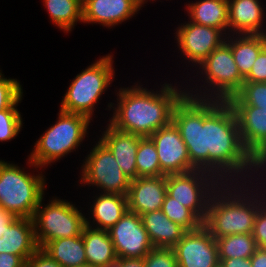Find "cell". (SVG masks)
<instances>
[{
	"mask_svg": "<svg viewBox=\"0 0 266 267\" xmlns=\"http://www.w3.org/2000/svg\"><path fill=\"white\" fill-rule=\"evenodd\" d=\"M172 122L187 147L191 163L222 183H247L246 177L254 179L251 174L258 173L259 168L264 172L243 146L237 116L228 101L185 94L173 110Z\"/></svg>",
	"mask_w": 266,
	"mask_h": 267,
	"instance_id": "1",
	"label": "cell"
},
{
	"mask_svg": "<svg viewBox=\"0 0 266 267\" xmlns=\"http://www.w3.org/2000/svg\"><path fill=\"white\" fill-rule=\"evenodd\" d=\"M186 91L166 84L155 93L142 86L120 88L118 104L109 120L117 130L149 137L172 122L173 110Z\"/></svg>",
	"mask_w": 266,
	"mask_h": 267,
	"instance_id": "2",
	"label": "cell"
},
{
	"mask_svg": "<svg viewBox=\"0 0 266 267\" xmlns=\"http://www.w3.org/2000/svg\"><path fill=\"white\" fill-rule=\"evenodd\" d=\"M241 183H222L210 198L203 225L215 239L232 234L253 233L257 211L266 198L262 188L258 196L255 193L258 189L250 191L246 183Z\"/></svg>",
	"mask_w": 266,
	"mask_h": 267,
	"instance_id": "3",
	"label": "cell"
},
{
	"mask_svg": "<svg viewBox=\"0 0 266 267\" xmlns=\"http://www.w3.org/2000/svg\"><path fill=\"white\" fill-rule=\"evenodd\" d=\"M58 120L36 141L28 164L43 168L78 148L87 134L90 119L81 114L59 111Z\"/></svg>",
	"mask_w": 266,
	"mask_h": 267,
	"instance_id": "4",
	"label": "cell"
},
{
	"mask_svg": "<svg viewBox=\"0 0 266 267\" xmlns=\"http://www.w3.org/2000/svg\"><path fill=\"white\" fill-rule=\"evenodd\" d=\"M45 177L31 175L24 168L5 161L0 163V206L18 218H33L44 195Z\"/></svg>",
	"mask_w": 266,
	"mask_h": 267,
	"instance_id": "5",
	"label": "cell"
},
{
	"mask_svg": "<svg viewBox=\"0 0 266 267\" xmlns=\"http://www.w3.org/2000/svg\"><path fill=\"white\" fill-rule=\"evenodd\" d=\"M112 55L100 57L72 80L61 102V111L81 114L90 120L94 106L114 77Z\"/></svg>",
	"mask_w": 266,
	"mask_h": 267,
	"instance_id": "6",
	"label": "cell"
},
{
	"mask_svg": "<svg viewBox=\"0 0 266 267\" xmlns=\"http://www.w3.org/2000/svg\"><path fill=\"white\" fill-rule=\"evenodd\" d=\"M42 201L43 197L32 218L39 248L53 240L82 235L86 218L75 205L55 197L43 207Z\"/></svg>",
	"mask_w": 266,
	"mask_h": 267,
	"instance_id": "7",
	"label": "cell"
},
{
	"mask_svg": "<svg viewBox=\"0 0 266 267\" xmlns=\"http://www.w3.org/2000/svg\"><path fill=\"white\" fill-rule=\"evenodd\" d=\"M199 66V69H202L200 72H204L203 74L206 75L205 83H209L208 87L210 86V89H207V85L205 88L208 90L207 92L211 90V94L204 91L203 96L201 91V94L197 92L193 95L191 90H185L189 96L228 101L241 89L244 83V78L239 73L234 61L231 47L225 41L213 50Z\"/></svg>",
	"mask_w": 266,
	"mask_h": 267,
	"instance_id": "8",
	"label": "cell"
},
{
	"mask_svg": "<svg viewBox=\"0 0 266 267\" xmlns=\"http://www.w3.org/2000/svg\"><path fill=\"white\" fill-rule=\"evenodd\" d=\"M218 180L212 173L201 169L166 175L167 194L204 222L210 198L222 184Z\"/></svg>",
	"mask_w": 266,
	"mask_h": 267,
	"instance_id": "9",
	"label": "cell"
},
{
	"mask_svg": "<svg viewBox=\"0 0 266 267\" xmlns=\"http://www.w3.org/2000/svg\"><path fill=\"white\" fill-rule=\"evenodd\" d=\"M82 165L81 183L95 185L102 193L127 196L131 179L122 171L113 154L99 140Z\"/></svg>",
	"mask_w": 266,
	"mask_h": 267,
	"instance_id": "10",
	"label": "cell"
},
{
	"mask_svg": "<svg viewBox=\"0 0 266 267\" xmlns=\"http://www.w3.org/2000/svg\"><path fill=\"white\" fill-rule=\"evenodd\" d=\"M172 248L178 267H217L220 263L217 241L203 224L186 231Z\"/></svg>",
	"mask_w": 266,
	"mask_h": 267,
	"instance_id": "11",
	"label": "cell"
},
{
	"mask_svg": "<svg viewBox=\"0 0 266 267\" xmlns=\"http://www.w3.org/2000/svg\"><path fill=\"white\" fill-rule=\"evenodd\" d=\"M108 233L117 258H144L154 248L141 216L129 210Z\"/></svg>",
	"mask_w": 266,
	"mask_h": 267,
	"instance_id": "12",
	"label": "cell"
},
{
	"mask_svg": "<svg viewBox=\"0 0 266 267\" xmlns=\"http://www.w3.org/2000/svg\"><path fill=\"white\" fill-rule=\"evenodd\" d=\"M155 144L164 175L186 173L197 168L191 163L187 147L173 122L149 136Z\"/></svg>",
	"mask_w": 266,
	"mask_h": 267,
	"instance_id": "13",
	"label": "cell"
},
{
	"mask_svg": "<svg viewBox=\"0 0 266 267\" xmlns=\"http://www.w3.org/2000/svg\"><path fill=\"white\" fill-rule=\"evenodd\" d=\"M176 34L181 54L196 65H200L226 39L220 29L198 25L191 21L181 25Z\"/></svg>",
	"mask_w": 266,
	"mask_h": 267,
	"instance_id": "14",
	"label": "cell"
},
{
	"mask_svg": "<svg viewBox=\"0 0 266 267\" xmlns=\"http://www.w3.org/2000/svg\"><path fill=\"white\" fill-rule=\"evenodd\" d=\"M237 116L245 149L266 167V109L255 106H232Z\"/></svg>",
	"mask_w": 266,
	"mask_h": 267,
	"instance_id": "15",
	"label": "cell"
},
{
	"mask_svg": "<svg viewBox=\"0 0 266 267\" xmlns=\"http://www.w3.org/2000/svg\"><path fill=\"white\" fill-rule=\"evenodd\" d=\"M166 193V175L137 177L130 182L127 194L128 210L139 216L161 210Z\"/></svg>",
	"mask_w": 266,
	"mask_h": 267,
	"instance_id": "16",
	"label": "cell"
},
{
	"mask_svg": "<svg viewBox=\"0 0 266 267\" xmlns=\"http://www.w3.org/2000/svg\"><path fill=\"white\" fill-rule=\"evenodd\" d=\"M83 22L113 27L133 17L140 8L135 0H82Z\"/></svg>",
	"mask_w": 266,
	"mask_h": 267,
	"instance_id": "17",
	"label": "cell"
},
{
	"mask_svg": "<svg viewBox=\"0 0 266 267\" xmlns=\"http://www.w3.org/2000/svg\"><path fill=\"white\" fill-rule=\"evenodd\" d=\"M38 249L32 218H17L11 224L0 225V253L20 256L26 262Z\"/></svg>",
	"mask_w": 266,
	"mask_h": 267,
	"instance_id": "18",
	"label": "cell"
},
{
	"mask_svg": "<svg viewBox=\"0 0 266 267\" xmlns=\"http://www.w3.org/2000/svg\"><path fill=\"white\" fill-rule=\"evenodd\" d=\"M142 136L115 129L110 124L99 139L113 154L122 171L131 180L137 178L136 154Z\"/></svg>",
	"mask_w": 266,
	"mask_h": 267,
	"instance_id": "19",
	"label": "cell"
},
{
	"mask_svg": "<svg viewBox=\"0 0 266 267\" xmlns=\"http://www.w3.org/2000/svg\"><path fill=\"white\" fill-rule=\"evenodd\" d=\"M265 13L258 0H228V28L235 34H266ZM265 32V33H264Z\"/></svg>",
	"mask_w": 266,
	"mask_h": 267,
	"instance_id": "20",
	"label": "cell"
},
{
	"mask_svg": "<svg viewBox=\"0 0 266 267\" xmlns=\"http://www.w3.org/2000/svg\"><path fill=\"white\" fill-rule=\"evenodd\" d=\"M141 218L153 247L172 248L186 232L168 219L162 210L144 213Z\"/></svg>",
	"mask_w": 266,
	"mask_h": 267,
	"instance_id": "21",
	"label": "cell"
},
{
	"mask_svg": "<svg viewBox=\"0 0 266 267\" xmlns=\"http://www.w3.org/2000/svg\"><path fill=\"white\" fill-rule=\"evenodd\" d=\"M90 207L93 224L86 218V225L96 229L109 230L128 210L127 196L120 194L100 193ZM92 225V226H91Z\"/></svg>",
	"mask_w": 266,
	"mask_h": 267,
	"instance_id": "22",
	"label": "cell"
},
{
	"mask_svg": "<svg viewBox=\"0 0 266 267\" xmlns=\"http://www.w3.org/2000/svg\"><path fill=\"white\" fill-rule=\"evenodd\" d=\"M231 36L233 38H230ZM231 36L229 35L225 42L231 47L239 73L245 78L249 74L259 53L266 47V34H238L236 38L233 33Z\"/></svg>",
	"mask_w": 266,
	"mask_h": 267,
	"instance_id": "23",
	"label": "cell"
},
{
	"mask_svg": "<svg viewBox=\"0 0 266 267\" xmlns=\"http://www.w3.org/2000/svg\"><path fill=\"white\" fill-rule=\"evenodd\" d=\"M82 237L88 264L101 267L117 259L113 242L107 230L85 225Z\"/></svg>",
	"mask_w": 266,
	"mask_h": 267,
	"instance_id": "24",
	"label": "cell"
},
{
	"mask_svg": "<svg viewBox=\"0 0 266 267\" xmlns=\"http://www.w3.org/2000/svg\"><path fill=\"white\" fill-rule=\"evenodd\" d=\"M191 22L212 28H218L224 34L228 28V0H200L187 4Z\"/></svg>",
	"mask_w": 266,
	"mask_h": 267,
	"instance_id": "25",
	"label": "cell"
},
{
	"mask_svg": "<svg viewBox=\"0 0 266 267\" xmlns=\"http://www.w3.org/2000/svg\"><path fill=\"white\" fill-rule=\"evenodd\" d=\"M41 249L62 267L87 264L82 235L47 242Z\"/></svg>",
	"mask_w": 266,
	"mask_h": 267,
	"instance_id": "26",
	"label": "cell"
},
{
	"mask_svg": "<svg viewBox=\"0 0 266 267\" xmlns=\"http://www.w3.org/2000/svg\"><path fill=\"white\" fill-rule=\"evenodd\" d=\"M51 21L69 32L78 21L83 22L82 0H43Z\"/></svg>",
	"mask_w": 266,
	"mask_h": 267,
	"instance_id": "27",
	"label": "cell"
},
{
	"mask_svg": "<svg viewBox=\"0 0 266 267\" xmlns=\"http://www.w3.org/2000/svg\"><path fill=\"white\" fill-rule=\"evenodd\" d=\"M216 241L219 260L250 258L258 248L252 234H232Z\"/></svg>",
	"mask_w": 266,
	"mask_h": 267,
	"instance_id": "28",
	"label": "cell"
},
{
	"mask_svg": "<svg viewBox=\"0 0 266 267\" xmlns=\"http://www.w3.org/2000/svg\"><path fill=\"white\" fill-rule=\"evenodd\" d=\"M137 177L163 176L155 144L149 137H142L136 154Z\"/></svg>",
	"mask_w": 266,
	"mask_h": 267,
	"instance_id": "29",
	"label": "cell"
},
{
	"mask_svg": "<svg viewBox=\"0 0 266 267\" xmlns=\"http://www.w3.org/2000/svg\"><path fill=\"white\" fill-rule=\"evenodd\" d=\"M161 210L168 219L179 224L186 231L198 229L203 224L190 209L175 201V198L170 197L167 193Z\"/></svg>",
	"mask_w": 266,
	"mask_h": 267,
	"instance_id": "30",
	"label": "cell"
},
{
	"mask_svg": "<svg viewBox=\"0 0 266 267\" xmlns=\"http://www.w3.org/2000/svg\"><path fill=\"white\" fill-rule=\"evenodd\" d=\"M228 102L231 106H255L266 109V83L244 82Z\"/></svg>",
	"mask_w": 266,
	"mask_h": 267,
	"instance_id": "31",
	"label": "cell"
},
{
	"mask_svg": "<svg viewBox=\"0 0 266 267\" xmlns=\"http://www.w3.org/2000/svg\"><path fill=\"white\" fill-rule=\"evenodd\" d=\"M17 79L0 76V111L6 109H17L22 100L23 90Z\"/></svg>",
	"mask_w": 266,
	"mask_h": 267,
	"instance_id": "32",
	"label": "cell"
},
{
	"mask_svg": "<svg viewBox=\"0 0 266 267\" xmlns=\"http://www.w3.org/2000/svg\"><path fill=\"white\" fill-rule=\"evenodd\" d=\"M22 117L18 109L0 111V141L14 139L22 128Z\"/></svg>",
	"mask_w": 266,
	"mask_h": 267,
	"instance_id": "33",
	"label": "cell"
},
{
	"mask_svg": "<svg viewBox=\"0 0 266 267\" xmlns=\"http://www.w3.org/2000/svg\"><path fill=\"white\" fill-rule=\"evenodd\" d=\"M144 267H178L173 248L154 247L144 257Z\"/></svg>",
	"mask_w": 266,
	"mask_h": 267,
	"instance_id": "34",
	"label": "cell"
},
{
	"mask_svg": "<svg viewBox=\"0 0 266 267\" xmlns=\"http://www.w3.org/2000/svg\"><path fill=\"white\" fill-rule=\"evenodd\" d=\"M252 235L257 247L266 249V201L257 211Z\"/></svg>",
	"mask_w": 266,
	"mask_h": 267,
	"instance_id": "35",
	"label": "cell"
},
{
	"mask_svg": "<svg viewBox=\"0 0 266 267\" xmlns=\"http://www.w3.org/2000/svg\"><path fill=\"white\" fill-rule=\"evenodd\" d=\"M244 82L266 83V47L259 53Z\"/></svg>",
	"mask_w": 266,
	"mask_h": 267,
	"instance_id": "36",
	"label": "cell"
},
{
	"mask_svg": "<svg viewBox=\"0 0 266 267\" xmlns=\"http://www.w3.org/2000/svg\"><path fill=\"white\" fill-rule=\"evenodd\" d=\"M24 267H62L58 262L53 260L47 253L39 248L32 256H30Z\"/></svg>",
	"mask_w": 266,
	"mask_h": 267,
	"instance_id": "37",
	"label": "cell"
},
{
	"mask_svg": "<svg viewBox=\"0 0 266 267\" xmlns=\"http://www.w3.org/2000/svg\"><path fill=\"white\" fill-rule=\"evenodd\" d=\"M25 261L10 253H0V267H24Z\"/></svg>",
	"mask_w": 266,
	"mask_h": 267,
	"instance_id": "38",
	"label": "cell"
},
{
	"mask_svg": "<svg viewBox=\"0 0 266 267\" xmlns=\"http://www.w3.org/2000/svg\"><path fill=\"white\" fill-rule=\"evenodd\" d=\"M219 262L221 267H252L250 258H230Z\"/></svg>",
	"mask_w": 266,
	"mask_h": 267,
	"instance_id": "39",
	"label": "cell"
},
{
	"mask_svg": "<svg viewBox=\"0 0 266 267\" xmlns=\"http://www.w3.org/2000/svg\"><path fill=\"white\" fill-rule=\"evenodd\" d=\"M252 267H266V249L257 248L250 257Z\"/></svg>",
	"mask_w": 266,
	"mask_h": 267,
	"instance_id": "40",
	"label": "cell"
},
{
	"mask_svg": "<svg viewBox=\"0 0 266 267\" xmlns=\"http://www.w3.org/2000/svg\"><path fill=\"white\" fill-rule=\"evenodd\" d=\"M119 267H144V258H119Z\"/></svg>",
	"mask_w": 266,
	"mask_h": 267,
	"instance_id": "41",
	"label": "cell"
},
{
	"mask_svg": "<svg viewBox=\"0 0 266 267\" xmlns=\"http://www.w3.org/2000/svg\"><path fill=\"white\" fill-rule=\"evenodd\" d=\"M16 217L12 212H9L2 206H0V225H8L15 221Z\"/></svg>",
	"mask_w": 266,
	"mask_h": 267,
	"instance_id": "42",
	"label": "cell"
},
{
	"mask_svg": "<svg viewBox=\"0 0 266 267\" xmlns=\"http://www.w3.org/2000/svg\"><path fill=\"white\" fill-rule=\"evenodd\" d=\"M101 267H119V258H117L115 261L110 262L109 264Z\"/></svg>",
	"mask_w": 266,
	"mask_h": 267,
	"instance_id": "43",
	"label": "cell"
},
{
	"mask_svg": "<svg viewBox=\"0 0 266 267\" xmlns=\"http://www.w3.org/2000/svg\"><path fill=\"white\" fill-rule=\"evenodd\" d=\"M145 1H146V0H135V2L137 3V6H138L139 8H141L142 5L146 3Z\"/></svg>",
	"mask_w": 266,
	"mask_h": 267,
	"instance_id": "44",
	"label": "cell"
},
{
	"mask_svg": "<svg viewBox=\"0 0 266 267\" xmlns=\"http://www.w3.org/2000/svg\"><path fill=\"white\" fill-rule=\"evenodd\" d=\"M76 267H96V266H93V265L87 263V264L76 266Z\"/></svg>",
	"mask_w": 266,
	"mask_h": 267,
	"instance_id": "45",
	"label": "cell"
}]
</instances>
